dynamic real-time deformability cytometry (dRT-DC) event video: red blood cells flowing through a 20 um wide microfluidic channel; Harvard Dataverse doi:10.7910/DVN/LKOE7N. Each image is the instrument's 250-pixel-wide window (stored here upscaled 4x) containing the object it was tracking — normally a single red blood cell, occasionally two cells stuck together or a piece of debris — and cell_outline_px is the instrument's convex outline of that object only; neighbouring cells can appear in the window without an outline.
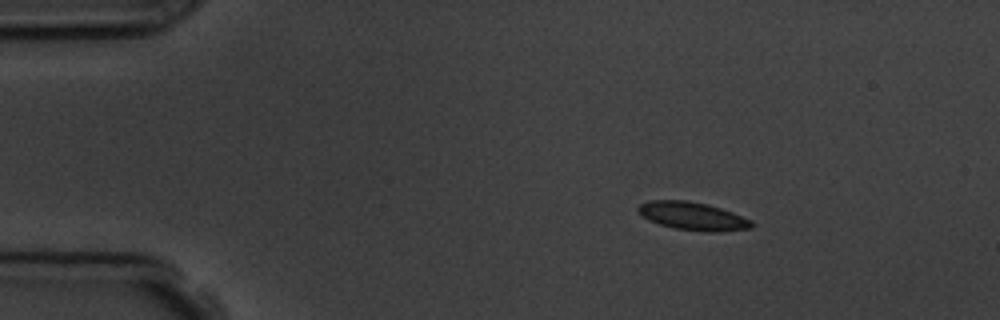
{"species": "common noctule bat (a hibernating species)", "species_latin": "Nyctalus noctula", "temperature_condition": "room temperature", "stored_images_in_passage": 4, "camera_frame_rate_fps": 3000, "um_per_image_px": 0.085, "animal": {"sex": "male", "body_mass_g": 19.5, "forearm_length_mm": 54.6}, "frame": {"image": 1, "passage_image": 2, "time_ms": 1.333, "image_size_px": [1000, 320], "cell_outline_px": [[752, 228], [720, 232], [704, 232], [672, 228], [648, 220], [636, 212], [636, 208], [640, 204], [652, 200], [684, 200], [708, 204], [732, 212], [752, 220]], "centroid_in_image_um": [58.86, 18.38], "position_along_channel_um": 26.1, "area_um2": 18.73}}